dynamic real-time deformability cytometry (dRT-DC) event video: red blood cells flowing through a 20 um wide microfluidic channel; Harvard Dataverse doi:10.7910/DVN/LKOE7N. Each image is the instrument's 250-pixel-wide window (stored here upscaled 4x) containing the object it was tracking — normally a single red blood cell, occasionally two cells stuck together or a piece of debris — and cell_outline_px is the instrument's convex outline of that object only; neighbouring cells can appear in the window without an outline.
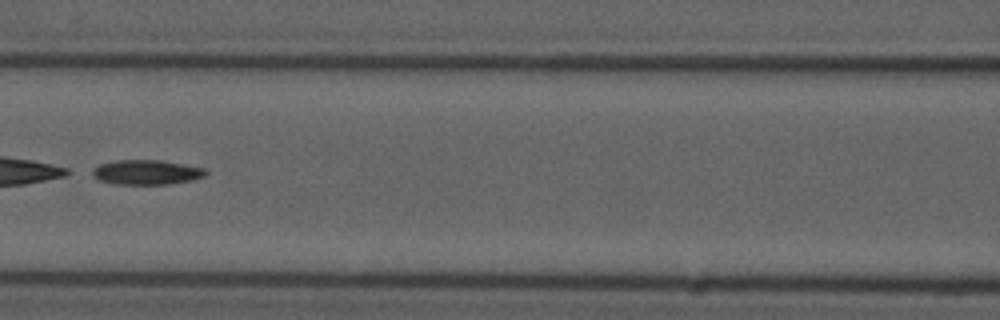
{"species": "common noctule bat (a hibernating species)", "species_latin": "Nyctalus noctula", "temperature_condition": "cold", "stored_images_in_passage": 5, "camera_frame_rate_fps": 3000, "um_per_image_px": 0.085, "animal": {"sex": "male", "forearm_length_mm": 52.5}, "frame": {"image": 1, "passage_image": 5, "time_ms": 5.667, "image_size_px": [1000, 320], "cell_outline_px": [[208, 172], [204, 176], [192, 180], [168, 184], [112, 184], [100, 180], [92, 176], [88, 172], [100, 164], [116, 160], [160, 160], [184, 164], [204, 168]], "centroid_in_image_um": [12.41, 14.64], "position_along_channel_um": 154.2, "area_um2": 16.42}}